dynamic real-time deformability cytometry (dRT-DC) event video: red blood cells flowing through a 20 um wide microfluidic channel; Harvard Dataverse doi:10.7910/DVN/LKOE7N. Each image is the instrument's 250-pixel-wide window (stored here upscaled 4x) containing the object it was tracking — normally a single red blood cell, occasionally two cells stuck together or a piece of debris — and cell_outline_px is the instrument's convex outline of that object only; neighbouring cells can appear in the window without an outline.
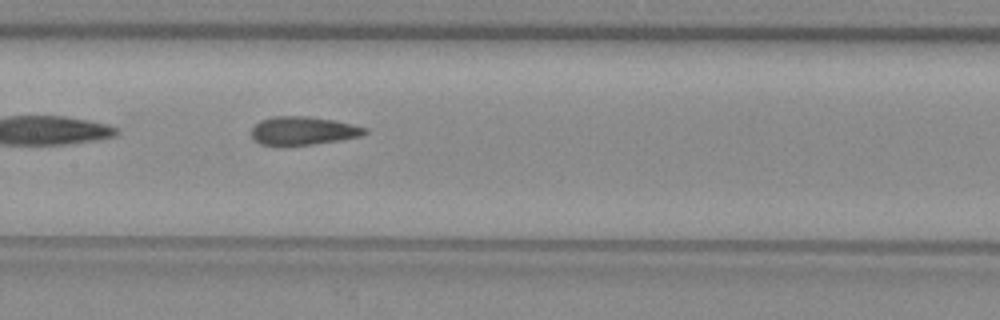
{"species": "common noctule bat (a hibernating species)", "species_latin": "Nyctalus noctula", "temperature_condition": "warm", "stored_images_in_passage": 33, "camera_frame_rate_fps": 3000, "um_per_image_px": 0.085, "animal": {"sex": "female", "body_mass_g": 29.2, "forearm_length_mm": 56.3}, "frame": {"image": 1, "passage_image": 10, "time_ms": 3.0, "image_size_px": [1000, 320], "cell_outline_px": [[368, 132], [360, 136], [340, 140], [284, 148], [280, 148], [260, 144], [252, 140], [252, 128], [260, 120], [272, 116], [304, 116], [336, 120], [368, 128]], "centroid_in_image_um": [25.71, 11.15], "position_along_channel_um": 181.7, "area_um2": 19.36}, "authors_computed_cell_mechanics": {"area_um2": 18.9584, "velocity_mm_per_s": 4.002, "shape_relaxation_time_tau1_ms": null, "shape_relaxation_time_tau2_ms": 2.0721, "deformation_change_tau1": null, "deformation_change_tau2": 0.1009}}